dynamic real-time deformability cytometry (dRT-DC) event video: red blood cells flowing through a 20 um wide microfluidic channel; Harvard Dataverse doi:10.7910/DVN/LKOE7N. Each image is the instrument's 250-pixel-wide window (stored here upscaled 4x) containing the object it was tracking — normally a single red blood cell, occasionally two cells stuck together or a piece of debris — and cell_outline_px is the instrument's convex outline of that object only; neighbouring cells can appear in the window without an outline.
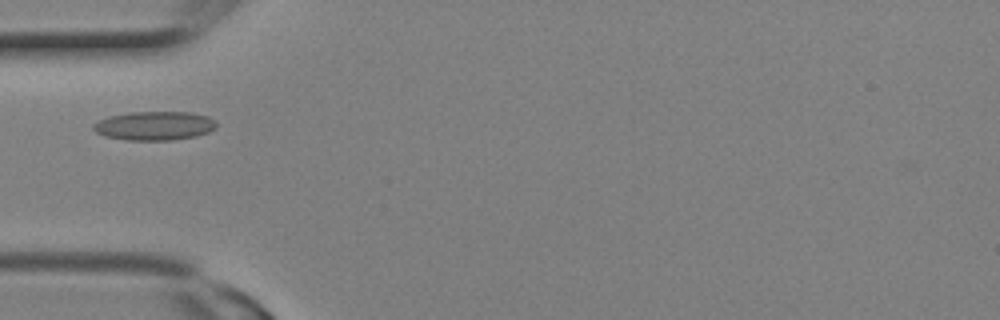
{"species": "Egyptian fruit bat (a non-hibernating species)", "species_latin": "Rousettus aegyptiacus", "temperature_condition": "room temperature", "stored_images_in_passage": 2, "camera_frame_rate_fps": 3000, "um_per_image_px": 0.085, "animal": {"sex": "female"}, "frame": {"image": 1, "passage_image": 1, "time_ms": 0.0, "image_size_px": [1000, 320], "cell_outline_px": [[216, 128], [208, 132], [196, 136], [172, 140], [128, 140], [104, 136], [96, 132], [92, 128], [92, 124], [108, 116], [128, 112], [192, 112], [208, 116], [216, 124]], "centroid_in_image_um": [13.11, 10.69], "position_along_channel_um": 71.9, "area_um2": 20.75}}